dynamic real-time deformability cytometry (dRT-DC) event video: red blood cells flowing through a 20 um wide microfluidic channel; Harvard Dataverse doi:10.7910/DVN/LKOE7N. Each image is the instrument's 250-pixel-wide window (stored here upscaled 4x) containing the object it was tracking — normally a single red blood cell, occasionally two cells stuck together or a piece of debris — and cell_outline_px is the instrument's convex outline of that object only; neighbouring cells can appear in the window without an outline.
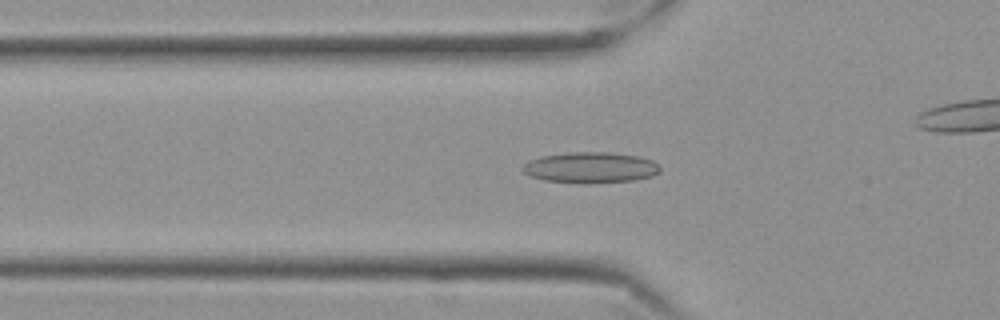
{"species": "Egyptian fruit bat (a non-hibernating species)", "species_latin": "Rousettus aegyptiacus", "temperature_condition": "cold", "stored_images_in_passage": 59, "camera_frame_rate_fps": 3000, "um_per_image_px": 0.085, "frame": {"image": 1, "passage_image": 20, "time_ms": 6.333, "image_size_px": [1000, 320], "cell_outline_px": [[660, 172], [652, 176], [632, 180], [580, 184], [544, 180], [528, 176], [520, 168], [528, 160], [540, 156], [568, 152], [608, 152], [640, 156], [652, 160], [660, 168]], "centroid_in_image_um": [50.14, 14.24], "position_along_channel_um": 75.7, "area_um2": 24.97}}
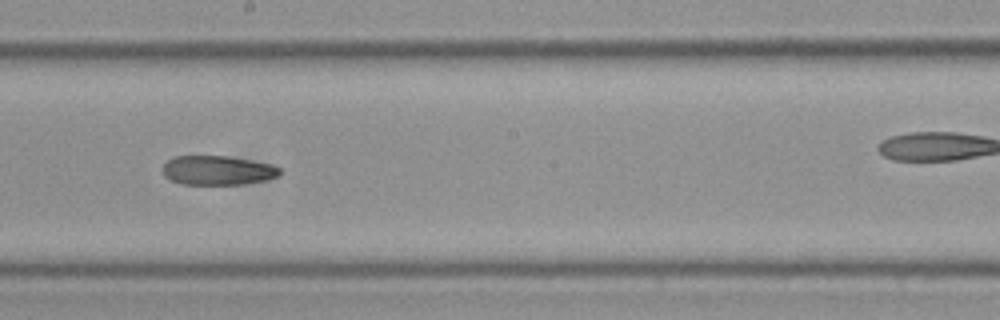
{"frame": {"image": 2, "passage_image": 33, "time_ms": 10.667, "image_size_px": [1000, 320], "cell_outline_px": [[280, 176], [264, 180], [240, 184], [180, 184], [164, 176], [164, 164], [172, 156], [228, 156], [272, 164], [280, 168]], "centroid_in_image_um": [18.5, 14.47], "position_along_channel_um": 229.7, "area_um2": 19.88}}
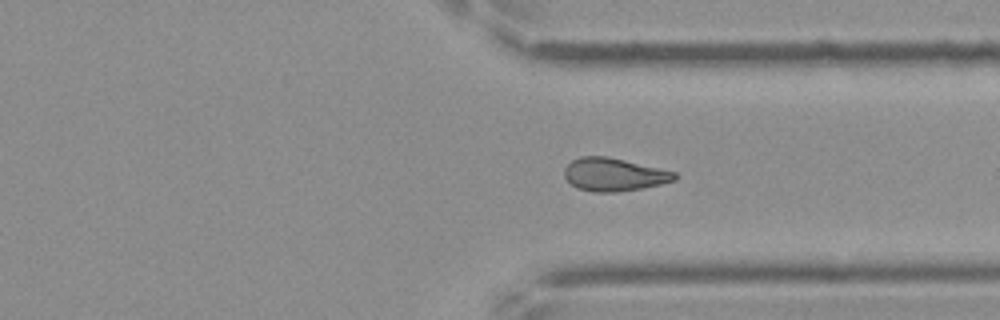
{"frame": {"image": 3, "passage_image": 44, "time_ms": 14.333, "image_size_px": [1000, 320], "cell_outline_px": [[676, 180], [660, 184], [640, 188], [616, 192], [592, 192], [576, 188], [564, 176], [564, 168], [572, 160], [580, 156], [608, 156], [676, 172]], "centroid_in_image_um": [52.16, 14.83], "position_along_channel_um": 359.2, "area_um2": 21.15}}